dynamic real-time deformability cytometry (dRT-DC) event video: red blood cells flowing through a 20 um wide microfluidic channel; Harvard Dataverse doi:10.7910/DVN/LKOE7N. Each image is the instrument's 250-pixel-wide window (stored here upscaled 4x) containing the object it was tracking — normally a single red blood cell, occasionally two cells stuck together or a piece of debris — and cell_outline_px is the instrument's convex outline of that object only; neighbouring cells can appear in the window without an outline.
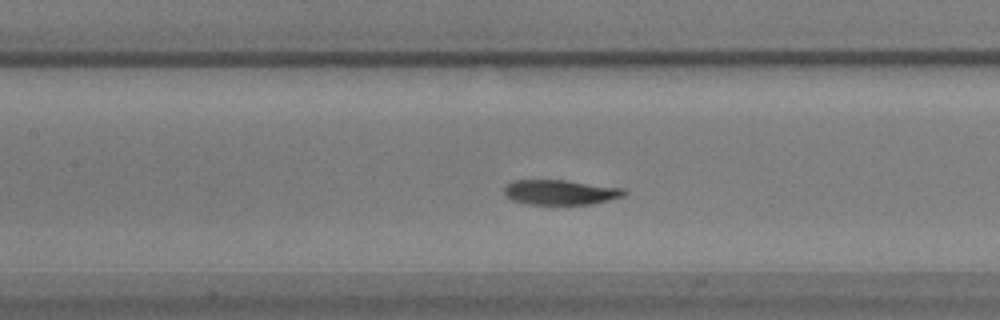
{"species": "common noctule bat (a hibernating species)", "species_latin": "Nyctalus noctula", "temperature_condition": "warm", "stored_images_in_passage": 44, "camera_frame_rate_fps": 3000, "um_per_image_px": 0.085, "animal": {"sex": "male", "body_mass_g": 17.9}, "frame": {"image": 1, "passage_image": 19, "time_ms": 6.0, "image_size_px": [1000, 320], "cell_outline_px": [[628, 192], [624, 196], [592, 204], [528, 204], [512, 200], [504, 192], [504, 188], [512, 180], [568, 180], [624, 188]], "centroid_in_image_um": [47.67, 16.33], "position_along_channel_um": 159.7, "area_um2": 17.46}}
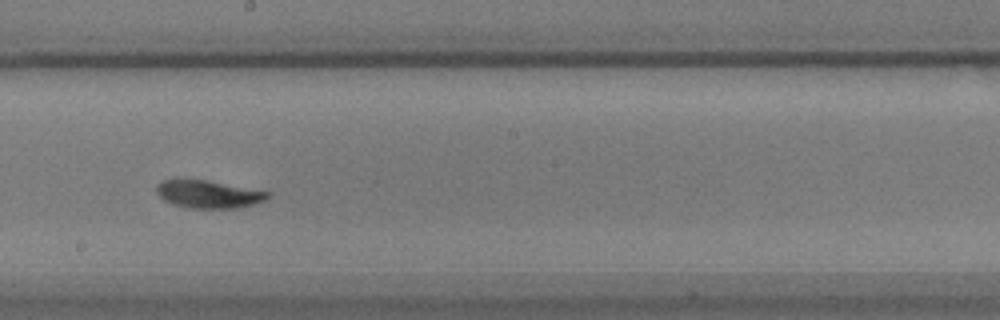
{"frame": {"image": 2, "passage_image": 25, "time_ms": 8.0, "image_size_px": [1000, 320], "cell_outline_px": [[272, 192], [264, 200], [240, 208], [192, 208], [172, 204], [164, 200], [156, 192], [156, 184], [164, 180], [208, 180]], "centroid_in_image_um": [17.72, 16.5], "position_along_channel_um": 230.5, "area_um2": 17.86}}
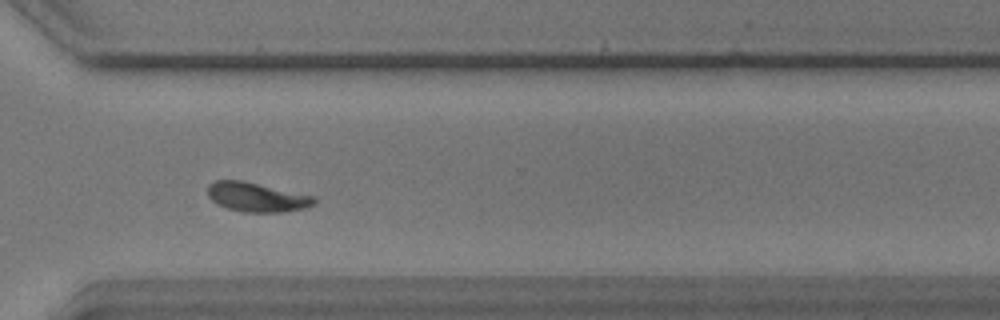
{"frame": {"image": 3, "passage_image": 35, "time_ms": 11.333, "image_size_px": [1000, 320], "cell_outline_px": [[316, 204], [308, 208], [284, 212], [244, 212], [228, 208], [212, 200], [208, 196], [208, 184], [216, 180], [244, 180], [316, 196]], "centroid_in_image_um": [21.89, 16.75], "position_along_channel_um": 348.7, "area_um2": 18.44}, "authors_computed_cell_mechanics": {"area_um2": 17.8602, "velocity_mm_per_s": 3.5433, "shape_relaxation_time_tau1_ms": 3.4241, "shape_relaxation_time_tau2_ms": 1.99, "deformation_change_tau1": 0.1313, "deformation_change_tau2": 0.0538}}